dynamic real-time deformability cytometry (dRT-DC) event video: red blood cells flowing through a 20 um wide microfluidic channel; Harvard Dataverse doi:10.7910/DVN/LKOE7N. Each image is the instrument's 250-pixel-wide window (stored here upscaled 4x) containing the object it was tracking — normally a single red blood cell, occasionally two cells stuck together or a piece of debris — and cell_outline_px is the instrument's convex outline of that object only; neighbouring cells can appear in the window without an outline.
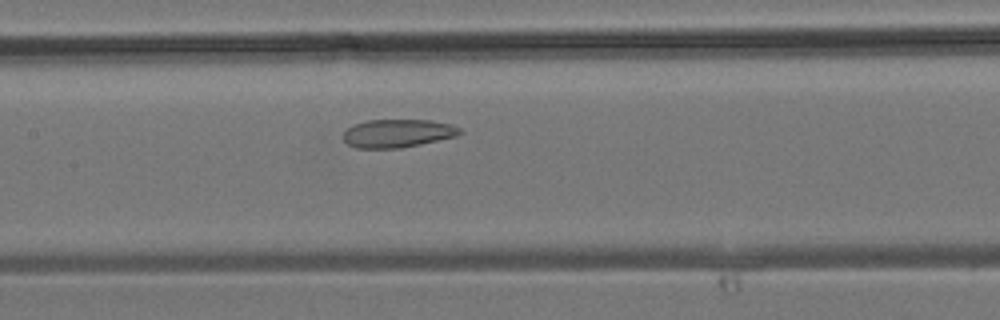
{"species": "common noctule bat (a hibernating species)", "species_latin": "Nyctalus noctula", "temperature_condition": "room temperature", "stored_images_in_passage": 10, "camera_frame_rate_fps": 3000, "um_per_image_px": 0.085, "animal": {"sex": "male", "body_mass_g": 19.2, "forearm_length_mm": 51.8}, "frame": {"image": 1, "passage_image": 10, "time_ms": 3.0, "image_size_px": [1000, 320], "cell_outline_px": [[464, 132], [456, 136], [420, 144], [400, 148], [356, 148], [348, 144], [344, 140], [344, 132], [352, 124], [368, 120], [432, 120], [452, 124], [460, 128]], "centroid_in_image_um": [33.81, 11.32], "position_along_channel_um": 173.6, "area_um2": 19.19}}